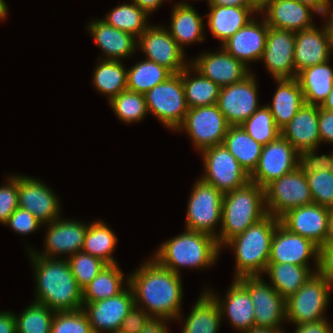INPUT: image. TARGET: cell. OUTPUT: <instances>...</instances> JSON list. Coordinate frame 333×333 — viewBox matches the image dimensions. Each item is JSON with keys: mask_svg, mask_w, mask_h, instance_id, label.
Returning <instances> with one entry per match:
<instances>
[{"mask_svg": "<svg viewBox=\"0 0 333 333\" xmlns=\"http://www.w3.org/2000/svg\"><path fill=\"white\" fill-rule=\"evenodd\" d=\"M137 46L146 54V59L168 69L172 74L180 73L187 64L182 49L170 32L161 26H149L139 37Z\"/></svg>", "mask_w": 333, "mask_h": 333, "instance_id": "15", "label": "cell"}, {"mask_svg": "<svg viewBox=\"0 0 333 333\" xmlns=\"http://www.w3.org/2000/svg\"><path fill=\"white\" fill-rule=\"evenodd\" d=\"M18 205L32 213L42 224L59 219L57 197L45 184L29 177L18 176Z\"/></svg>", "mask_w": 333, "mask_h": 333, "instance_id": "21", "label": "cell"}, {"mask_svg": "<svg viewBox=\"0 0 333 333\" xmlns=\"http://www.w3.org/2000/svg\"><path fill=\"white\" fill-rule=\"evenodd\" d=\"M222 144L249 175L255 170L263 145L254 140L241 125H230Z\"/></svg>", "mask_w": 333, "mask_h": 333, "instance_id": "34", "label": "cell"}, {"mask_svg": "<svg viewBox=\"0 0 333 333\" xmlns=\"http://www.w3.org/2000/svg\"><path fill=\"white\" fill-rule=\"evenodd\" d=\"M243 333H285V332L283 330L279 331L270 327L254 326L251 329L244 331Z\"/></svg>", "mask_w": 333, "mask_h": 333, "instance_id": "61", "label": "cell"}, {"mask_svg": "<svg viewBox=\"0 0 333 333\" xmlns=\"http://www.w3.org/2000/svg\"><path fill=\"white\" fill-rule=\"evenodd\" d=\"M329 213L330 208L312 203L289 210L279 221L291 233L310 239L320 248L325 244Z\"/></svg>", "mask_w": 333, "mask_h": 333, "instance_id": "19", "label": "cell"}, {"mask_svg": "<svg viewBox=\"0 0 333 333\" xmlns=\"http://www.w3.org/2000/svg\"><path fill=\"white\" fill-rule=\"evenodd\" d=\"M320 107L328 111H333V89L329 92L328 97Z\"/></svg>", "mask_w": 333, "mask_h": 333, "instance_id": "62", "label": "cell"}, {"mask_svg": "<svg viewBox=\"0 0 333 333\" xmlns=\"http://www.w3.org/2000/svg\"><path fill=\"white\" fill-rule=\"evenodd\" d=\"M318 115L319 106L305 103L290 122L280 130L281 135L303 157L317 156L315 151L321 143Z\"/></svg>", "mask_w": 333, "mask_h": 333, "instance_id": "20", "label": "cell"}, {"mask_svg": "<svg viewBox=\"0 0 333 333\" xmlns=\"http://www.w3.org/2000/svg\"><path fill=\"white\" fill-rule=\"evenodd\" d=\"M208 25L213 36L222 44L244 27L252 18L250 14L260 12L258 7L209 6Z\"/></svg>", "mask_w": 333, "mask_h": 333, "instance_id": "30", "label": "cell"}, {"mask_svg": "<svg viewBox=\"0 0 333 333\" xmlns=\"http://www.w3.org/2000/svg\"><path fill=\"white\" fill-rule=\"evenodd\" d=\"M237 280L251 296L255 326L281 331V321L286 320V300L270 284L265 283L261 276H244Z\"/></svg>", "mask_w": 333, "mask_h": 333, "instance_id": "13", "label": "cell"}, {"mask_svg": "<svg viewBox=\"0 0 333 333\" xmlns=\"http://www.w3.org/2000/svg\"><path fill=\"white\" fill-rule=\"evenodd\" d=\"M331 54L329 37L323 27L315 26L295 32L294 69L298 73L304 68L329 61Z\"/></svg>", "mask_w": 333, "mask_h": 333, "instance_id": "26", "label": "cell"}, {"mask_svg": "<svg viewBox=\"0 0 333 333\" xmlns=\"http://www.w3.org/2000/svg\"><path fill=\"white\" fill-rule=\"evenodd\" d=\"M165 320L152 318L139 333H168Z\"/></svg>", "mask_w": 333, "mask_h": 333, "instance_id": "56", "label": "cell"}, {"mask_svg": "<svg viewBox=\"0 0 333 333\" xmlns=\"http://www.w3.org/2000/svg\"><path fill=\"white\" fill-rule=\"evenodd\" d=\"M276 81L278 89L273 96L272 104L267 107L276 126L281 130L305 104V99L296 78L276 79Z\"/></svg>", "mask_w": 333, "mask_h": 333, "instance_id": "29", "label": "cell"}, {"mask_svg": "<svg viewBox=\"0 0 333 333\" xmlns=\"http://www.w3.org/2000/svg\"><path fill=\"white\" fill-rule=\"evenodd\" d=\"M319 157L327 164L331 173L333 174V152L331 153V155L322 154Z\"/></svg>", "mask_w": 333, "mask_h": 333, "instance_id": "63", "label": "cell"}, {"mask_svg": "<svg viewBox=\"0 0 333 333\" xmlns=\"http://www.w3.org/2000/svg\"><path fill=\"white\" fill-rule=\"evenodd\" d=\"M303 156L282 135L262 147L260 159L250 174V182L263 189L272 181L301 165Z\"/></svg>", "mask_w": 333, "mask_h": 333, "instance_id": "9", "label": "cell"}, {"mask_svg": "<svg viewBox=\"0 0 333 333\" xmlns=\"http://www.w3.org/2000/svg\"><path fill=\"white\" fill-rule=\"evenodd\" d=\"M151 319L144 308L134 306L121 323L118 333H139Z\"/></svg>", "mask_w": 333, "mask_h": 333, "instance_id": "50", "label": "cell"}, {"mask_svg": "<svg viewBox=\"0 0 333 333\" xmlns=\"http://www.w3.org/2000/svg\"><path fill=\"white\" fill-rule=\"evenodd\" d=\"M54 314L47 306L33 302L16 317L17 333H51Z\"/></svg>", "mask_w": 333, "mask_h": 333, "instance_id": "45", "label": "cell"}, {"mask_svg": "<svg viewBox=\"0 0 333 333\" xmlns=\"http://www.w3.org/2000/svg\"><path fill=\"white\" fill-rule=\"evenodd\" d=\"M95 42L105 53V60H117L131 56L137 46V38L125 31L114 28L102 19L93 21L89 26ZM120 58V59H119Z\"/></svg>", "mask_w": 333, "mask_h": 333, "instance_id": "28", "label": "cell"}, {"mask_svg": "<svg viewBox=\"0 0 333 333\" xmlns=\"http://www.w3.org/2000/svg\"><path fill=\"white\" fill-rule=\"evenodd\" d=\"M121 60H103L94 71L95 88L107 94L109 101L127 89V71Z\"/></svg>", "mask_w": 333, "mask_h": 333, "instance_id": "40", "label": "cell"}, {"mask_svg": "<svg viewBox=\"0 0 333 333\" xmlns=\"http://www.w3.org/2000/svg\"><path fill=\"white\" fill-rule=\"evenodd\" d=\"M195 183L188 202L186 229L217 237L214 227L221 222L224 194L201 178Z\"/></svg>", "mask_w": 333, "mask_h": 333, "instance_id": "12", "label": "cell"}, {"mask_svg": "<svg viewBox=\"0 0 333 333\" xmlns=\"http://www.w3.org/2000/svg\"><path fill=\"white\" fill-rule=\"evenodd\" d=\"M330 286L318 273H314L304 285L286 299V320L297 325L318 322L330 299Z\"/></svg>", "mask_w": 333, "mask_h": 333, "instance_id": "8", "label": "cell"}, {"mask_svg": "<svg viewBox=\"0 0 333 333\" xmlns=\"http://www.w3.org/2000/svg\"><path fill=\"white\" fill-rule=\"evenodd\" d=\"M191 67L197 72V77H191ZM182 83L185 91V100L188 109L198 106L215 105L218 102L221 87L209 78L204 77L192 65L182 70Z\"/></svg>", "mask_w": 333, "mask_h": 333, "instance_id": "37", "label": "cell"}, {"mask_svg": "<svg viewBox=\"0 0 333 333\" xmlns=\"http://www.w3.org/2000/svg\"><path fill=\"white\" fill-rule=\"evenodd\" d=\"M329 17L330 18H329V20H327V23H325L326 25H324V28L329 37L330 50H332L333 49V11Z\"/></svg>", "mask_w": 333, "mask_h": 333, "instance_id": "60", "label": "cell"}, {"mask_svg": "<svg viewBox=\"0 0 333 333\" xmlns=\"http://www.w3.org/2000/svg\"><path fill=\"white\" fill-rule=\"evenodd\" d=\"M0 333H17L14 313L7 311L0 313Z\"/></svg>", "mask_w": 333, "mask_h": 333, "instance_id": "54", "label": "cell"}, {"mask_svg": "<svg viewBox=\"0 0 333 333\" xmlns=\"http://www.w3.org/2000/svg\"><path fill=\"white\" fill-rule=\"evenodd\" d=\"M7 5L4 0H0V20H4L7 15Z\"/></svg>", "mask_w": 333, "mask_h": 333, "instance_id": "64", "label": "cell"}, {"mask_svg": "<svg viewBox=\"0 0 333 333\" xmlns=\"http://www.w3.org/2000/svg\"><path fill=\"white\" fill-rule=\"evenodd\" d=\"M180 276L162 267L154 258L148 261L127 278L135 306L144 303L146 312L155 319H180L183 296Z\"/></svg>", "mask_w": 333, "mask_h": 333, "instance_id": "1", "label": "cell"}, {"mask_svg": "<svg viewBox=\"0 0 333 333\" xmlns=\"http://www.w3.org/2000/svg\"><path fill=\"white\" fill-rule=\"evenodd\" d=\"M318 129L320 140L333 144V111L319 106Z\"/></svg>", "mask_w": 333, "mask_h": 333, "instance_id": "52", "label": "cell"}, {"mask_svg": "<svg viewBox=\"0 0 333 333\" xmlns=\"http://www.w3.org/2000/svg\"><path fill=\"white\" fill-rule=\"evenodd\" d=\"M209 6L257 7L251 0H209Z\"/></svg>", "mask_w": 333, "mask_h": 333, "instance_id": "57", "label": "cell"}, {"mask_svg": "<svg viewBox=\"0 0 333 333\" xmlns=\"http://www.w3.org/2000/svg\"><path fill=\"white\" fill-rule=\"evenodd\" d=\"M295 333H333V328L326 319H323L318 322L297 325Z\"/></svg>", "mask_w": 333, "mask_h": 333, "instance_id": "53", "label": "cell"}, {"mask_svg": "<svg viewBox=\"0 0 333 333\" xmlns=\"http://www.w3.org/2000/svg\"><path fill=\"white\" fill-rule=\"evenodd\" d=\"M311 257H314L318 271L319 247L310 239L291 233L280 223L276 226L268 263H290L310 269L308 261Z\"/></svg>", "mask_w": 333, "mask_h": 333, "instance_id": "17", "label": "cell"}, {"mask_svg": "<svg viewBox=\"0 0 333 333\" xmlns=\"http://www.w3.org/2000/svg\"><path fill=\"white\" fill-rule=\"evenodd\" d=\"M165 0H133L139 8L144 10L147 14L156 10Z\"/></svg>", "mask_w": 333, "mask_h": 333, "instance_id": "58", "label": "cell"}, {"mask_svg": "<svg viewBox=\"0 0 333 333\" xmlns=\"http://www.w3.org/2000/svg\"><path fill=\"white\" fill-rule=\"evenodd\" d=\"M318 273L330 287L333 286V244H324L319 248Z\"/></svg>", "mask_w": 333, "mask_h": 333, "instance_id": "51", "label": "cell"}, {"mask_svg": "<svg viewBox=\"0 0 333 333\" xmlns=\"http://www.w3.org/2000/svg\"><path fill=\"white\" fill-rule=\"evenodd\" d=\"M267 214L280 218L291 209L313 203L311 190L301 165L264 188Z\"/></svg>", "mask_w": 333, "mask_h": 333, "instance_id": "6", "label": "cell"}, {"mask_svg": "<svg viewBox=\"0 0 333 333\" xmlns=\"http://www.w3.org/2000/svg\"><path fill=\"white\" fill-rule=\"evenodd\" d=\"M5 224L11 226L15 232L23 235L34 232L42 225L32 213L19 207L11 214Z\"/></svg>", "mask_w": 333, "mask_h": 333, "instance_id": "49", "label": "cell"}, {"mask_svg": "<svg viewBox=\"0 0 333 333\" xmlns=\"http://www.w3.org/2000/svg\"><path fill=\"white\" fill-rule=\"evenodd\" d=\"M47 235L45 238V252L36 255L54 258L56 254H68L70 256L81 252L88 225L78 221L56 219L48 223ZM54 256V257H53Z\"/></svg>", "mask_w": 333, "mask_h": 333, "instance_id": "23", "label": "cell"}, {"mask_svg": "<svg viewBox=\"0 0 333 333\" xmlns=\"http://www.w3.org/2000/svg\"><path fill=\"white\" fill-rule=\"evenodd\" d=\"M221 50L218 53L201 54L189 65L220 87L240 82L250 74L247 66L241 61L230 55L223 47Z\"/></svg>", "mask_w": 333, "mask_h": 333, "instance_id": "22", "label": "cell"}, {"mask_svg": "<svg viewBox=\"0 0 333 333\" xmlns=\"http://www.w3.org/2000/svg\"><path fill=\"white\" fill-rule=\"evenodd\" d=\"M113 111L125 123L138 122L148 114L144 94L124 90L109 101Z\"/></svg>", "mask_w": 333, "mask_h": 333, "instance_id": "43", "label": "cell"}, {"mask_svg": "<svg viewBox=\"0 0 333 333\" xmlns=\"http://www.w3.org/2000/svg\"><path fill=\"white\" fill-rule=\"evenodd\" d=\"M201 153L205 166V175L201 179L223 194L250 182V175L223 144L204 149Z\"/></svg>", "mask_w": 333, "mask_h": 333, "instance_id": "10", "label": "cell"}, {"mask_svg": "<svg viewBox=\"0 0 333 333\" xmlns=\"http://www.w3.org/2000/svg\"><path fill=\"white\" fill-rule=\"evenodd\" d=\"M112 264L105 266L101 272L82 289L83 303L95 302L118 295L122 288L123 273L117 266Z\"/></svg>", "mask_w": 333, "mask_h": 333, "instance_id": "38", "label": "cell"}, {"mask_svg": "<svg viewBox=\"0 0 333 333\" xmlns=\"http://www.w3.org/2000/svg\"><path fill=\"white\" fill-rule=\"evenodd\" d=\"M8 184L0 187V222L5 224L18 205V177L11 176Z\"/></svg>", "mask_w": 333, "mask_h": 333, "instance_id": "48", "label": "cell"}, {"mask_svg": "<svg viewBox=\"0 0 333 333\" xmlns=\"http://www.w3.org/2000/svg\"><path fill=\"white\" fill-rule=\"evenodd\" d=\"M220 247L216 237L188 230L162 244L155 260L164 268L180 275V267H208L217 260Z\"/></svg>", "mask_w": 333, "mask_h": 333, "instance_id": "4", "label": "cell"}, {"mask_svg": "<svg viewBox=\"0 0 333 333\" xmlns=\"http://www.w3.org/2000/svg\"><path fill=\"white\" fill-rule=\"evenodd\" d=\"M325 244H333V207L330 208L327 224V234L325 237Z\"/></svg>", "mask_w": 333, "mask_h": 333, "instance_id": "59", "label": "cell"}, {"mask_svg": "<svg viewBox=\"0 0 333 333\" xmlns=\"http://www.w3.org/2000/svg\"><path fill=\"white\" fill-rule=\"evenodd\" d=\"M279 223V218L267 214L225 244L233 247L235 251L234 278L260 276L261 272H265L269 262L272 237Z\"/></svg>", "mask_w": 333, "mask_h": 333, "instance_id": "5", "label": "cell"}, {"mask_svg": "<svg viewBox=\"0 0 333 333\" xmlns=\"http://www.w3.org/2000/svg\"><path fill=\"white\" fill-rule=\"evenodd\" d=\"M241 126L254 140L263 146L281 135V131L276 126L267 106L260 107Z\"/></svg>", "mask_w": 333, "mask_h": 333, "instance_id": "44", "label": "cell"}, {"mask_svg": "<svg viewBox=\"0 0 333 333\" xmlns=\"http://www.w3.org/2000/svg\"><path fill=\"white\" fill-rule=\"evenodd\" d=\"M295 32L269 27L262 60L276 79H293Z\"/></svg>", "mask_w": 333, "mask_h": 333, "instance_id": "18", "label": "cell"}, {"mask_svg": "<svg viewBox=\"0 0 333 333\" xmlns=\"http://www.w3.org/2000/svg\"><path fill=\"white\" fill-rule=\"evenodd\" d=\"M259 9H261L270 0H251Z\"/></svg>", "mask_w": 333, "mask_h": 333, "instance_id": "65", "label": "cell"}, {"mask_svg": "<svg viewBox=\"0 0 333 333\" xmlns=\"http://www.w3.org/2000/svg\"><path fill=\"white\" fill-rule=\"evenodd\" d=\"M221 318L217 302L204 291L192 308L181 333H217Z\"/></svg>", "mask_w": 333, "mask_h": 333, "instance_id": "36", "label": "cell"}, {"mask_svg": "<svg viewBox=\"0 0 333 333\" xmlns=\"http://www.w3.org/2000/svg\"><path fill=\"white\" fill-rule=\"evenodd\" d=\"M117 243V237L102 221L88 225L82 252L99 258L107 265L117 264L112 253Z\"/></svg>", "mask_w": 333, "mask_h": 333, "instance_id": "39", "label": "cell"}, {"mask_svg": "<svg viewBox=\"0 0 333 333\" xmlns=\"http://www.w3.org/2000/svg\"><path fill=\"white\" fill-rule=\"evenodd\" d=\"M229 127L230 124L215 104L188 109L183 123L177 130L187 131L195 147L203 151L222 144Z\"/></svg>", "mask_w": 333, "mask_h": 333, "instance_id": "11", "label": "cell"}, {"mask_svg": "<svg viewBox=\"0 0 333 333\" xmlns=\"http://www.w3.org/2000/svg\"><path fill=\"white\" fill-rule=\"evenodd\" d=\"M265 10L264 19L269 27L293 32L314 27L311 13L316 11L297 0H270L260 12Z\"/></svg>", "mask_w": 333, "mask_h": 333, "instance_id": "25", "label": "cell"}, {"mask_svg": "<svg viewBox=\"0 0 333 333\" xmlns=\"http://www.w3.org/2000/svg\"><path fill=\"white\" fill-rule=\"evenodd\" d=\"M328 62L304 68L297 73L296 79L306 104L321 106L333 89V70Z\"/></svg>", "mask_w": 333, "mask_h": 333, "instance_id": "31", "label": "cell"}, {"mask_svg": "<svg viewBox=\"0 0 333 333\" xmlns=\"http://www.w3.org/2000/svg\"><path fill=\"white\" fill-rule=\"evenodd\" d=\"M303 169L311 190L313 203L333 207V174L319 157H303Z\"/></svg>", "mask_w": 333, "mask_h": 333, "instance_id": "33", "label": "cell"}, {"mask_svg": "<svg viewBox=\"0 0 333 333\" xmlns=\"http://www.w3.org/2000/svg\"><path fill=\"white\" fill-rule=\"evenodd\" d=\"M203 26L202 17L191 5L184 2L174 6L169 32L182 49L184 44L204 40Z\"/></svg>", "mask_w": 333, "mask_h": 333, "instance_id": "32", "label": "cell"}, {"mask_svg": "<svg viewBox=\"0 0 333 333\" xmlns=\"http://www.w3.org/2000/svg\"><path fill=\"white\" fill-rule=\"evenodd\" d=\"M144 95L148 113L152 112L166 127L177 130L188 111L182 71L172 74Z\"/></svg>", "mask_w": 333, "mask_h": 333, "instance_id": "7", "label": "cell"}, {"mask_svg": "<svg viewBox=\"0 0 333 333\" xmlns=\"http://www.w3.org/2000/svg\"><path fill=\"white\" fill-rule=\"evenodd\" d=\"M302 4L308 5L313 10L316 11V13L323 16H327L330 11V0H297ZM328 13V14H327Z\"/></svg>", "mask_w": 333, "mask_h": 333, "instance_id": "55", "label": "cell"}, {"mask_svg": "<svg viewBox=\"0 0 333 333\" xmlns=\"http://www.w3.org/2000/svg\"><path fill=\"white\" fill-rule=\"evenodd\" d=\"M171 75L165 67L146 59L127 70V89L145 94Z\"/></svg>", "mask_w": 333, "mask_h": 333, "instance_id": "41", "label": "cell"}, {"mask_svg": "<svg viewBox=\"0 0 333 333\" xmlns=\"http://www.w3.org/2000/svg\"><path fill=\"white\" fill-rule=\"evenodd\" d=\"M51 333H94L86 314L77 311L55 312Z\"/></svg>", "mask_w": 333, "mask_h": 333, "instance_id": "47", "label": "cell"}, {"mask_svg": "<svg viewBox=\"0 0 333 333\" xmlns=\"http://www.w3.org/2000/svg\"><path fill=\"white\" fill-rule=\"evenodd\" d=\"M266 215L264 189L256 183L249 182L241 188L224 193L221 231L216 237L219 247L242 234Z\"/></svg>", "mask_w": 333, "mask_h": 333, "instance_id": "3", "label": "cell"}, {"mask_svg": "<svg viewBox=\"0 0 333 333\" xmlns=\"http://www.w3.org/2000/svg\"><path fill=\"white\" fill-rule=\"evenodd\" d=\"M269 30L265 19L257 22L251 19L244 27L226 40L222 47L245 66L247 62L261 60Z\"/></svg>", "mask_w": 333, "mask_h": 333, "instance_id": "24", "label": "cell"}, {"mask_svg": "<svg viewBox=\"0 0 333 333\" xmlns=\"http://www.w3.org/2000/svg\"><path fill=\"white\" fill-rule=\"evenodd\" d=\"M78 286H87L107 264L99 258L84 252H77L67 259Z\"/></svg>", "mask_w": 333, "mask_h": 333, "instance_id": "46", "label": "cell"}, {"mask_svg": "<svg viewBox=\"0 0 333 333\" xmlns=\"http://www.w3.org/2000/svg\"><path fill=\"white\" fill-rule=\"evenodd\" d=\"M255 80L250 73L240 82L221 87L217 105L230 125H241L260 108Z\"/></svg>", "mask_w": 333, "mask_h": 333, "instance_id": "14", "label": "cell"}, {"mask_svg": "<svg viewBox=\"0 0 333 333\" xmlns=\"http://www.w3.org/2000/svg\"><path fill=\"white\" fill-rule=\"evenodd\" d=\"M29 251L36 270L35 302L55 312L82 309V289L78 286L68 261L42 257L30 249Z\"/></svg>", "mask_w": 333, "mask_h": 333, "instance_id": "2", "label": "cell"}, {"mask_svg": "<svg viewBox=\"0 0 333 333\" xmlns=\"http://www.w3.org/2000/svg\"><path fill=\"white\" fill-rule=\"evenodd\" d=\"M148 14L135 3L122 4L114 8L105 19L114 28L128 32L139 38L149 27L146 25Z\"/></svg>", "mask_w": 333, "mask_h": 333, "instance_id": "42", "label": "cell"}, {"mask_svg": "<svg viewBox=\"0 0 333 333\" xmlns=\"http://www.w3.org/2000/svg\"><path fill=\"white\" fill-rule=\"evenodd\" d=\"M317 270L290 263H268L264 273L268 274L272 287L286 300L295 294Z\"/></svg>", "mask_w": 333, "mask_h": 333, "instance_id": "35", "label": "cell"}, {"mask_svg": "<svg viewBox=\"0 0 333 333\" xmlns=\"http://www.w3.org/2000/svg\"><path fill=\"white\" fill-rule=\"evenodd\" d=\"M127 286L129 290L124 288L116 296L83 303L82 310L90 321L94 333H102L103 330H108L110 333L119 331L124 318L135 306L133 291L129 285Z\"/></svg>", "mask_w": 333, "mask_h": 333, "instance_id": "16", "label": "cell"}, {"mask_svg": "<svg viewBox=\"0 0 333 333\" xmlns=\"http://www.w3.org/2000/svg\"><path fill=\"white\" fill-rule=\"evenodd\" d=\"M234 280L223 302L209 290L207 292L217 302L221 315L226 313L233 327L243 333L255 326L254 305L247 289L237 279Z\"/></svg>", "mask_w": 333, "mask_h": 333, "instance_id": "27", "label": "cell"}]
</instances>
